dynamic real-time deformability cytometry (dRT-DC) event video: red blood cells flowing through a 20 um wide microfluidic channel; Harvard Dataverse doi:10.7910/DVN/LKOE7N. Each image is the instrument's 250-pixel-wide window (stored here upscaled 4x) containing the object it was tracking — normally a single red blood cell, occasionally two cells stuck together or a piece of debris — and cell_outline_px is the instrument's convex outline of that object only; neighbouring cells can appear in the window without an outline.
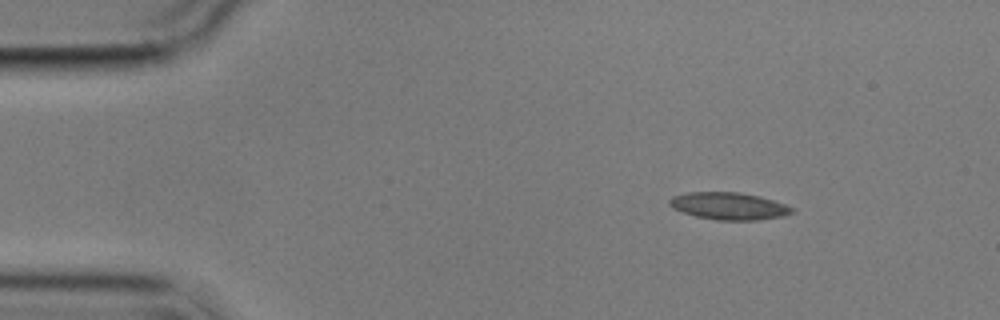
{"species": "common noctule bat (a hibernating species)", "species_latin": "Nyctalus noctula", "temperature_condition": "cold", "stored_images_in_passage": 4, "segment_of_instrument_passage": [2, 2], "camera_frame_rate_fps": 3000, "um_per_image_px": 0.085, "animal": {"sex": "male", "body_mass_g": 17.9}, "frame": {"image": 1, "passage_image": 4, "time_ms": 5.667, "image_size_px": [1000, 320], "cell_outline_px": [[796, 212], [784, 216], [756, 220], [716, 220], [696, 216], [672, 208], [668, 204], [668, 200], [672, 196], [688, 192], [740, 192], [760, 196], [784, 204], [792, 208]], "centroid_in_image_um": [61.94, 17.51], "position_along_channel_um": 23.1, "area_um2": 19.48}}